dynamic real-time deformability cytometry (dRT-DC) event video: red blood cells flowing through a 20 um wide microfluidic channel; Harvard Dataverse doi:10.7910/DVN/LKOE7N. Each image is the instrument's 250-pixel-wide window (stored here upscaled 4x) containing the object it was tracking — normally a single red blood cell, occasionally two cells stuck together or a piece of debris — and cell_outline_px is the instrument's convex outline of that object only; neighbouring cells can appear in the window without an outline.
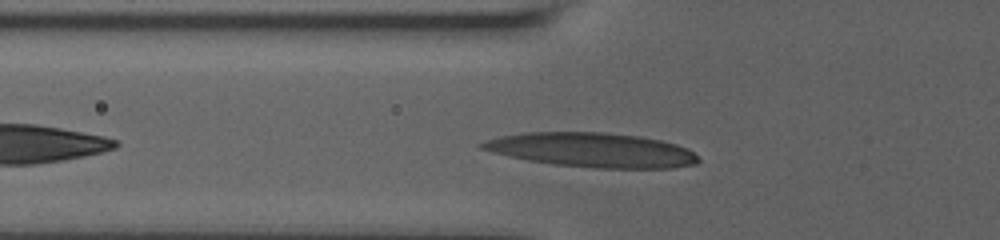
{"species": "human", "species_latin": "Homo sapiens", "temperature_condition": "room temperature", "stored_images_in_passage": 11, "camera_frame_rate_fps": 3000, "um_per_image_px": 0.085, "donor": {"sex": "male"}, "frame": {"image": 1, "passage_image": 3, "time_ms": 1.0, "image_size_px": [1000, 240], "cell_outline_px": [[700, 160], [696, 164], [672, 168], [596, 168], [552, 164], [528, 160], [492, 152], [480, 148], [476, 144], [484, 140], [500, 136], [528, 132], [604, 132], [640, 136], [660, 140], [676, 144], [688, 148]], "centroid_in_image_um": [50.3, 12.75], "position_along_channel_um": 75.5, "area_um2": 43.41}}
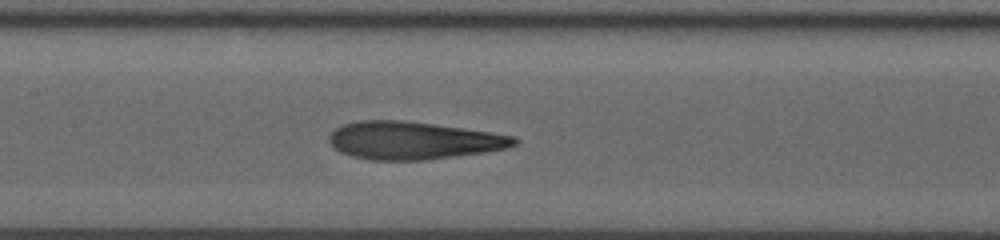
{"frame": {"image": 2, "passage_image": 8, "time_ms": 3.667, "image_size_px": [1000, 240], "cell_outline_px": [[516, 144], [508, 148], [484, 152], [424, 160], [368, 160], [352, 156], [340, 152], [328, 140], [328, 136], [336, 128], [344, 124], [360, 120], [404, 120], [516, 136]], "centroid_in_image_um": [35.09, 11.94], "position_along_channel_um": 172.3, "area_um2": 40.34}}
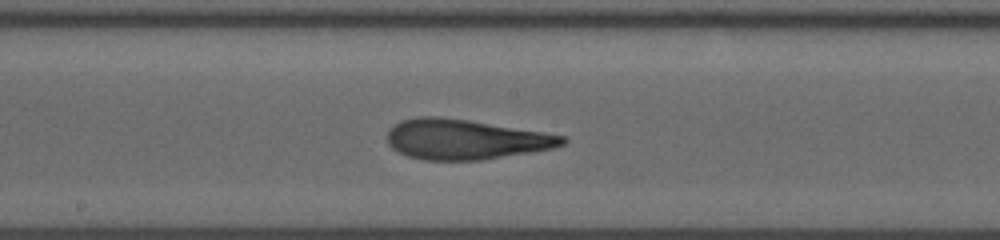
{"frame": {"image": 3, "passage_image": 10, "time_ms": 4.667, "image_size_px": [1000, 240], "cell_outline_px": [[568, 140], [564, 144], [556, 148], [532, 152], [480, 160], [424, 160], [408, 156], [392, 148], [388, 144], [388, 128], [392, 124], [400, 120], [420, 116], [440, 116], [468, 120], [564, 136]], "centroid_in_image_um": [39.51, 11.84], "position_along_channel_um": 208.7, "area_um2": 40.81}}